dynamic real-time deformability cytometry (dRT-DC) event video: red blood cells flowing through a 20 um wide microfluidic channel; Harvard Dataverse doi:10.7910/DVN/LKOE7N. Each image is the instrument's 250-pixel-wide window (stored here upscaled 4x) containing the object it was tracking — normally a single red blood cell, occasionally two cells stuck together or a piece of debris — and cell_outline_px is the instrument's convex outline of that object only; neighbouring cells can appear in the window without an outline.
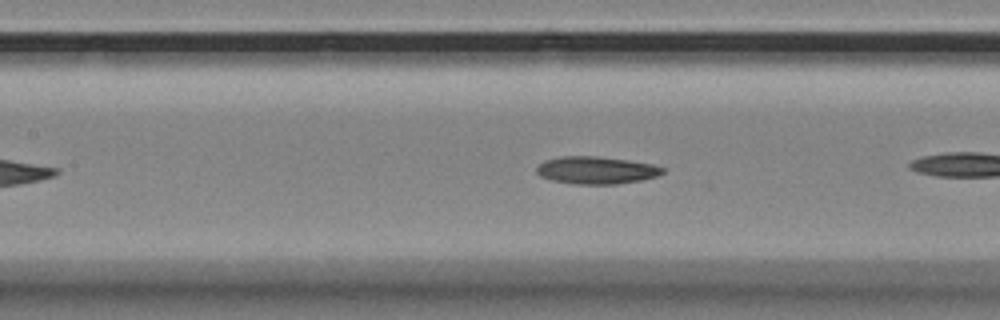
{"species": "Egyptian fruit bat (a non-hibernating species)", "species_latin": "Rousettus aegyptiacus", "temperature_condition": "room temperature", "stored_images_in_passage": 20, "camera_frame_rate_fps": 3000, "um_per_image_px": 0.085, "animal": {"sex": "female"}, "frame": {"image": 1, "passage_image": 9, "time_ms": 2.667, "image_size_px": [1000, 320], "cell_outline_px": [[664, 172], [656, 176], [640, 180], [616, 184], [576, 184], [552, 180], [540, 176], [536, 172], [536, 168], [544, 160], [560, 156], [596, 156], [628, 160], [652, 164], [664, 168]], "centroid_in_image_um": [50.65, 14.46], "position_along_channel_um": 156.7, "area_um2": 20.06}}